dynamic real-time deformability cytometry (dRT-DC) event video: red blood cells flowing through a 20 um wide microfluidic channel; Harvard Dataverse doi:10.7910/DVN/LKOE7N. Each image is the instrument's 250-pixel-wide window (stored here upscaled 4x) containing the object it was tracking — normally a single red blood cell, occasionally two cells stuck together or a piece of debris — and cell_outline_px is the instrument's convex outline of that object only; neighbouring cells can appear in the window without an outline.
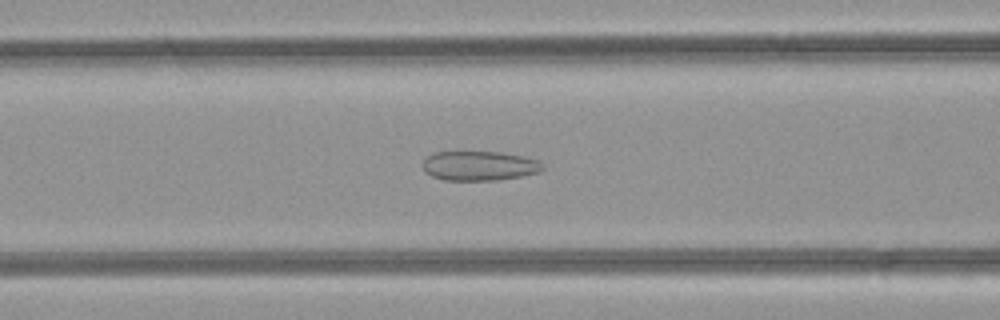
{"species": "common noctule bat (a hibernating species)", "species_latin": "Nyctalus noctula", "temperature_condition": "room temperature", "stored_images_in_passage": 38, "camera_frame_rate_fps": 3000, "um_per_image_px": 0.085, "animal": {"sex": "female", "body_mass_g": 21.9}, "frame": {"image": 1, "passage_image": 11, "time_ms": 3.333, "image_size_px": [1000, 320], "cell_outline_px": [[544, 168], [540, 172], [500, 180], [444, 180], [432, 176], [424, 172], [424, 160], [428, 156], [436, 152], [500, 152], [520, 156], [536, 160], [544, 164]], "centroid_in_image_um": [40.75, 14.1], "position_along_channel_um": 125.9, "area_um2": 20.46}}
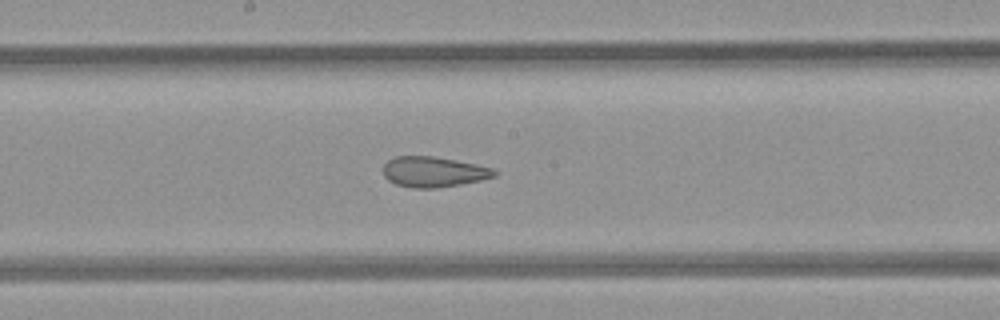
{"frame": {"image": 2, "passage_image": 17, "time_ms": 5.333, "image_size_px": [1000, 320], "cell_outline_px": [[496, 176], [480, 180], [460, 184], [436, 188], [412, 188], [396, 184], [388, 180], [384, 176], [384, 164], [388, 160], [396, 156], [432, 156], [476, 164], [492, 168], [496, 172]], "centroid_in_image_um": [36.83, 14.61], "position_along_channel_um": 211.4, "area_um2": 19.54}}
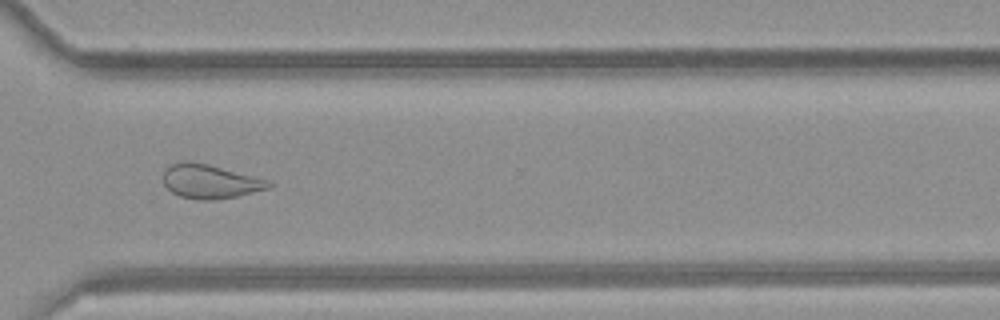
{"frame": {"image": 3, "passage_image": 27, "time_ms": 8.667, "image_size_px": [1000, 320], "cell_outline_px": [[272, 184], [268, 188], [236, 196], [212, 200], [200, 200], [180, 196], [172, 192], [164, 184], [164, 168], [172, 164], [208, 164], [272, 180]], "centroid_in_image_um": [17.91, 15.45], "position_along_channel_um": 352.7, "area_um2": 20.35}, "authors_computed_cell_mechanics": {"area_um2": 21.8484, "velocity_mm_per_s": 4.2549, "shape_relaxation_time_tau1_ms": null, "shape_relaxation_time_tau2_ms": 1.7311, "deformation_change_tau1": null, "deformation_change_tau2": 0.0947}}